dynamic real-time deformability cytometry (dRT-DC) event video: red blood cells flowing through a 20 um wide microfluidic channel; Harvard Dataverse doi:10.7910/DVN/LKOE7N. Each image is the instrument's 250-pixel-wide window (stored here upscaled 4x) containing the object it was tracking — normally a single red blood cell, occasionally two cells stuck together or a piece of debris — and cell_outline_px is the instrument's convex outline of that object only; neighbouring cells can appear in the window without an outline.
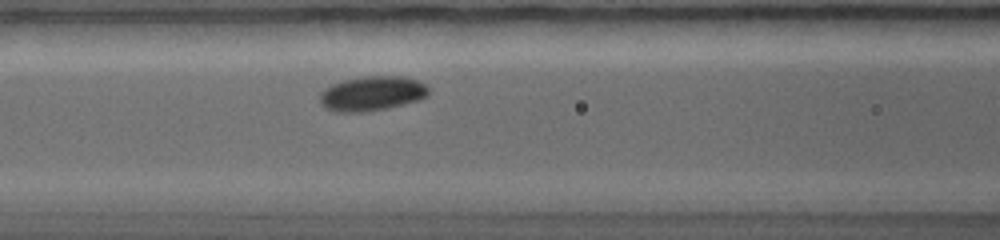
{"species": "common noctule bat (a hibernating species)", "species_latin": "Nyctalus noctula", "temperature_condition": "warm", "stored_images_in_passage": 5, "camera_frame_rate_fps": 5000, "um_per_image_px": 0.085, "animal": {"sex": "female", "body_mass_g": 19.0, "forearm_length_mm": 56.7}, "frame": {"image": 1, "passage_image": 5, "time_ms": 2.6, "image_size_px": [1000, 240], "cell_outline_px": [[428, 96], [416, 100], [388, 108], [364, 112], [336, 112], [324, 108], [320, 104], [320, 92], [332, 84], [344, 80], [368, 76], [400, 76], [416, 80], [424, 84], [428, 88]], "centroid_in_image_um": [31.58, 7.96], "position_along_channel_um": 135.0, "area_um2": 21.79}}